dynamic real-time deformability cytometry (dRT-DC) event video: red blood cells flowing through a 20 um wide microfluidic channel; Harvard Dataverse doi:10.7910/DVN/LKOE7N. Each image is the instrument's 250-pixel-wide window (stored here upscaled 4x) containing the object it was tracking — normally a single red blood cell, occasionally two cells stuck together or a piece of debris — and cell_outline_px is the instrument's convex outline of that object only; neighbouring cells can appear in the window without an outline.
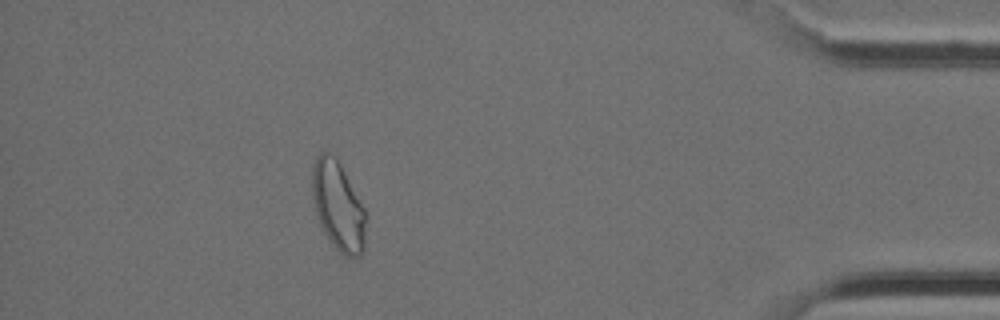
{"species": "Egyptian fruit bat (a non-hibernating species)", "species_latin": "Rousettus aegyptiacus", "temperature_condition": "cold", "stored_images_in_passage": 39, "camera_frame_rate_fps": 3000, "um_per_image_px": 0.085, "animal": {"sex": "female"}, "frame": {"image": 1, "passage_image": 34, "time_ms": 11.0, "image_size_px": [1000, 320], "cell_outline_px": [[364, 252], [360, 256], [344, 256], [332, 244], [324, 232], [320, 224], [316, 212], [312, 196], [312, 168], [316, 156], [320, 152], [328, 152], [340, 164], [364, 208]], "centroid_in_image_um": [28.71, 17.51], "position_along_channel_um": 406.5, "area_um2": 27.28}}